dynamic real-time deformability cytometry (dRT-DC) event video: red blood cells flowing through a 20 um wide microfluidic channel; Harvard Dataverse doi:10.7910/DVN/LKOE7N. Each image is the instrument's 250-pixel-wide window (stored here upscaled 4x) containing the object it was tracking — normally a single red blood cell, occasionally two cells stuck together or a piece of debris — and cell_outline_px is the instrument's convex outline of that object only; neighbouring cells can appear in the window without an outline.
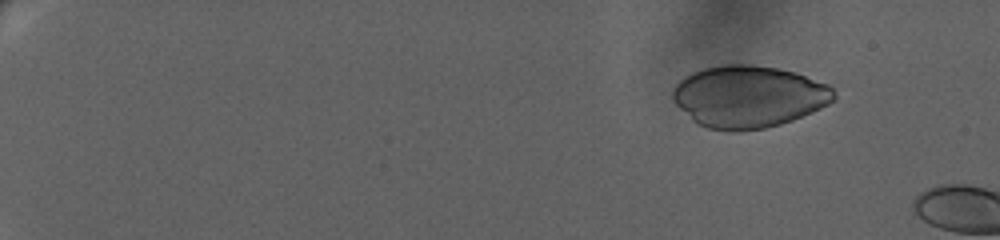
{"species": "human", "species_latin": "Homo sapiens", "temperature_condition": "warm", "stored_images_in_passage": 8, "camera_frame_rate_fps": 3000, "um_per_image_px": 0.085, "donor": {"sex": "female"}, "frame": {"image": 1, "passage_image": 2, "time_ms": 0.333, "image_size_px": [1000, 240], "cell_outline_px": [[836, 100], [812, 112], [792, 120], [780, 124], [764, 128], [740, 132], [728, 132], [708, 128], [696, 124], [672, 100], [672, 88], [684, 76], [692, 72], [704, 68], [720, 64], [752, 64], [776, 68], [796, 72], [828, 84], [836, 92]], "centroid_in_image_um": [63.62, 8.21], "position_along_channel_um": 21.4, "area_um2": 58.84}}